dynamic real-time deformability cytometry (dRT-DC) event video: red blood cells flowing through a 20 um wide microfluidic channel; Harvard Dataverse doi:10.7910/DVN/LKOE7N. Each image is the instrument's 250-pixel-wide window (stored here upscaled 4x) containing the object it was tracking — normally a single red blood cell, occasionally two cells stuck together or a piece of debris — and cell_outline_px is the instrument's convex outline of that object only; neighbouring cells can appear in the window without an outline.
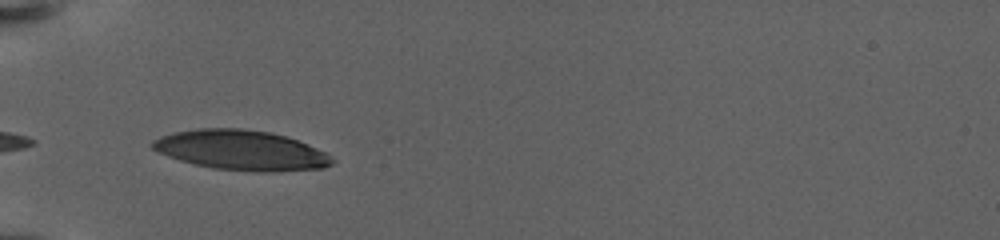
{"species": "human", "species_latin": "Homo sapiens", "temperature_condition": "warm", "stored_images_in_passage": 10, "camera_frame_rate_fps": 3000, "um_per_image_px": 0.085, "donor": {"sex": "female"}, "frame": {"image": 1, "passage_image": 1, "time_ms": 0.0, "image_size_px": [1000, 240], "cell_outline_px": [[336, 160], [332, 164], [324, 168], [276, 172], [256, 172], [212, 168], [180, 160], [156, 152], [148, 144], [152, 140], [160, 136], [176, 132], [200, 128], [240, 128], [268, 132], [284, 136], [308, 144], [332, 156]], "centroid_in_image_um": [20.49, 12.78], "position_along_channel_um": 64.5, "area_um2": 41.91}}
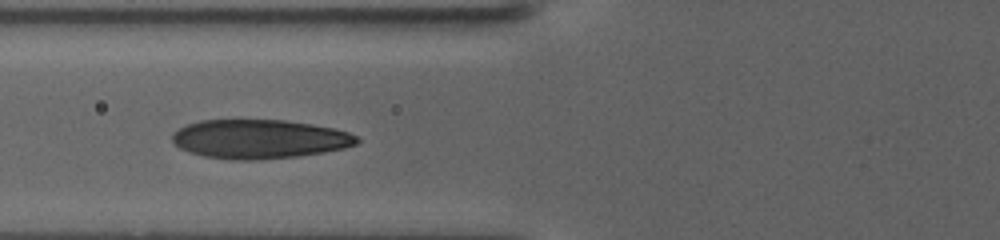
{"frame": {"image": 2, "passage_image": 7, "time_ms": 1.667, "image_size_px": [1000, 240], "cell_outline_px": [[360, 140], [356, 144], [344, 148], [324, 152], [300, 156], [260, 160], [232, 160], [204, 156], [188, 152], [172, 144], [172, 132], [188, 124], [200, 120], [284, 120], [312, 124], [332, 128], [348, 132], [356, 136]], "centroid_in_image_um": [22.02, 11.83], "position_along_channel_um": 103.8, "area_um2": 42.19}}
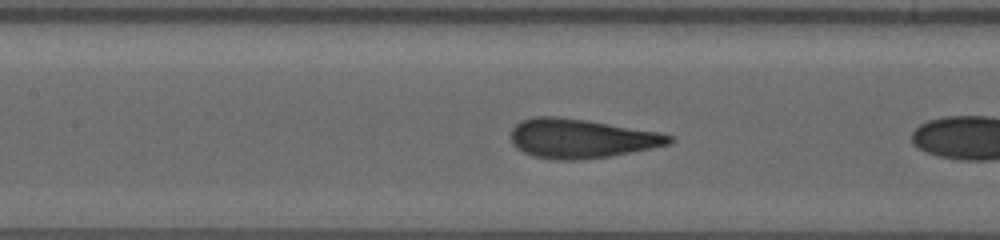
{"frame": {"image": 3, "passage_image": 9, "time_ms": 2.333, "image_size_px": [1000, 240], "cell_outline_px": [[672, 140], [668, 144], [652, 148], [632, 152], [584, 160], [552, 160], [532, 156], [516, 148], [512, 144], [512, 128], [516, 124], [524, 120], [536, 116], [556, 116], [588, 120], [660, 132], [672, 136]], "centroid_in_image_um": [49.38, 11.78], "position_along_channel_um": 158.0, "area_um2": 36.24}}